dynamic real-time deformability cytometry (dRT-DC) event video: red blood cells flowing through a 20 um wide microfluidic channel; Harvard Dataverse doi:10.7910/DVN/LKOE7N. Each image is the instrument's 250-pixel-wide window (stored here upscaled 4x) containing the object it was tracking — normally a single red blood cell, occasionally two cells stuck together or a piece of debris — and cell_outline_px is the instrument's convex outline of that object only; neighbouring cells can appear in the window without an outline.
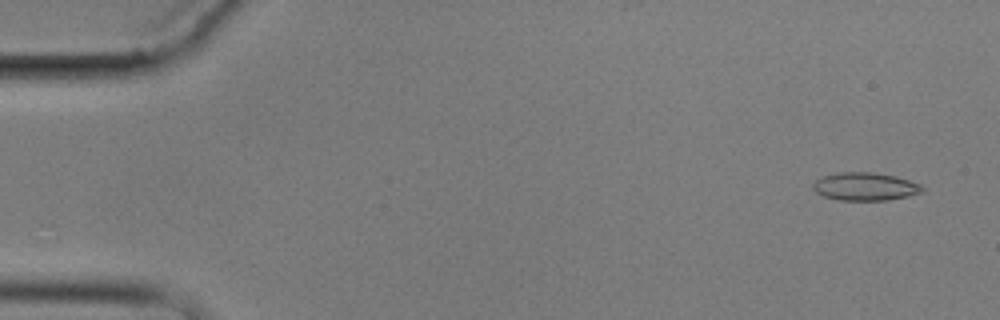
{"species": "common noctule bat (a hibernating species)", "species_latin": "Nyctalus noctula", "temperature_condition": "cold", "stored_images_in_passage": 4, "camera_frame_rate_fps": 3000, "um_per_image_px": 0.085, "animal": {"sex": "male", "body_mass_g": 17.9}, "frame": {"image": 1, "passage_image": 1, "time_ms": 0.0, "image_size_px": [1000, 320], "cell_outline_px": [[924, 192], [908, 196], [888, 200], [840, 200], [824, 196], [816, 192], [812, 188], [812, 184], [816, 180], [824, 176], [836, 172], [872, 172], [896, 176], [920, 184], [924, 188]], "centroid_in_image_um": [73.54, 15.85], "position_along_channel_um": 11.5, "area_um2": 17.86}}